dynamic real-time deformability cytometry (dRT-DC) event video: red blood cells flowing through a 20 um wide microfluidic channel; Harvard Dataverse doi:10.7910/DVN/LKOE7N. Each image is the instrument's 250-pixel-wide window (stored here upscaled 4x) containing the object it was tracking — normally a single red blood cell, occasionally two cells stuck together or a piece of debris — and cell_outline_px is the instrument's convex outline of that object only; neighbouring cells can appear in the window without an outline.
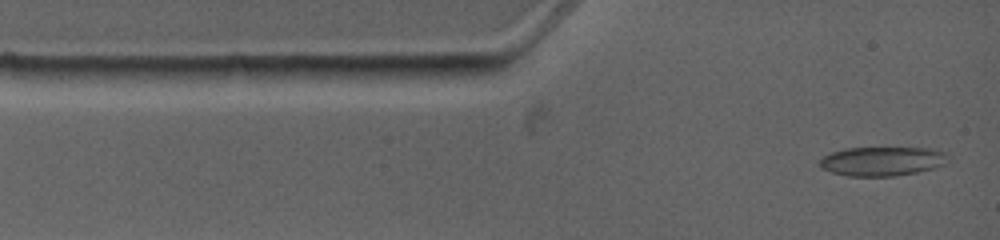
{"species": "common noctule bat (a hibernating species)", "species_latin": "Nyctalus noctula", "temperature_condition": "warm", "stored_images_in_passage": 3, "camera_frame_rate_fps": 4500, "um_per_image_px": 0.085, "animal": {"sex": "female", "body_mass_g": 19.0, "forearm_length_mm": 53.3}, "frame": {"image": 1, "passage_image": 1, "time_ms": 0.0, "image_size_px": [1000, 240], "cell_outline_px": [[948, 164], [916, 172], [892, 176], [848, 176], [832, 172], [820, 168], [820, 160], [824, 156], [832, 152], [844, 148], [932, 148], [944, 152], [948, 156]], "centroid_in_image_um": [75.0, 13.7], "position_along_channel_um": 10.0, "area_um2": 21.79}}
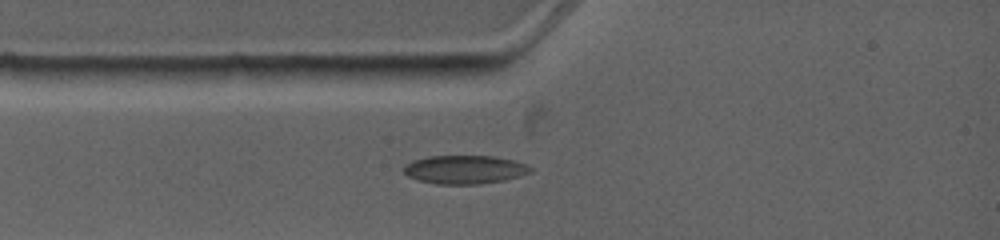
{"frame": {"image": 2, "passage_image": 3, "time_ms": 1.778, "image_size_px": [1000, 240], "cell_outline_px": [[532, 172], [520, 176], [504, 180], [480, 184], [436, 184], [420, 180], [408, 176], [404, 172], [404, 164], [412, 160], [428, 156], [492, 156], [512, 160], [524, 164], [532, 168]], "centroid_in_image_um": [39.48, 14.41], "position_along_channel_um": 45.5, "area_um2": 20.98}}